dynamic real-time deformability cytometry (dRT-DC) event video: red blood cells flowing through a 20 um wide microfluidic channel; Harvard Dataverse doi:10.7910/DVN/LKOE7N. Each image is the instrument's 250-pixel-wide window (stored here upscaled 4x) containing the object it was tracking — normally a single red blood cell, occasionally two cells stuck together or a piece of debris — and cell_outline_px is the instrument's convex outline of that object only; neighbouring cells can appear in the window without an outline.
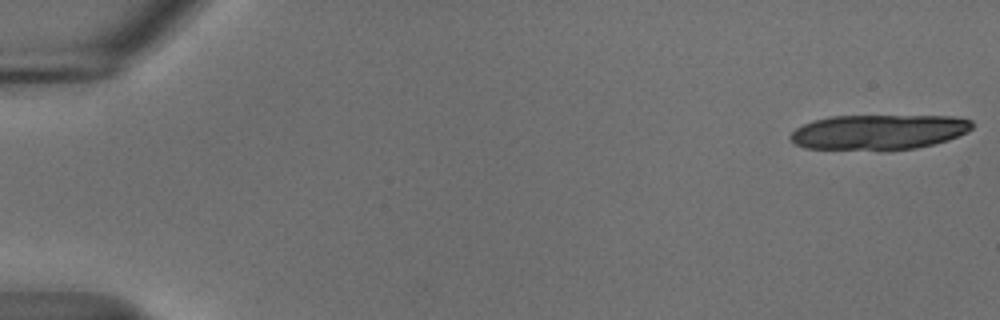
{"species": "common noctule bat (a hibernating species)", "species_latin": "Nyctalus noctula", "temperature_condition": "cold", "stored_images_in_passage": 19, "camera_frame_rate_fps": 3000, "um_per_image_px": 0.085, "animal": {"sex": "male", "body_mass_g": 18.8}, "frame": {"image": 1, "passage_image": 1, "time_ms": 0.0, "image_size_px": [1000, 320], "cell_outline_px": [[972, 128], [968, 132], [948, 140], [916, 148], [804, 148], [796, 144], [788, 136], [796, 128], [804, 124], [816, 120], [832, 116], [952, 116], [972, 120]], "centroid_in_image_um": [74.72, 11.19], "position_along_channel_um": 10.3, "area_um2": 36.24}}